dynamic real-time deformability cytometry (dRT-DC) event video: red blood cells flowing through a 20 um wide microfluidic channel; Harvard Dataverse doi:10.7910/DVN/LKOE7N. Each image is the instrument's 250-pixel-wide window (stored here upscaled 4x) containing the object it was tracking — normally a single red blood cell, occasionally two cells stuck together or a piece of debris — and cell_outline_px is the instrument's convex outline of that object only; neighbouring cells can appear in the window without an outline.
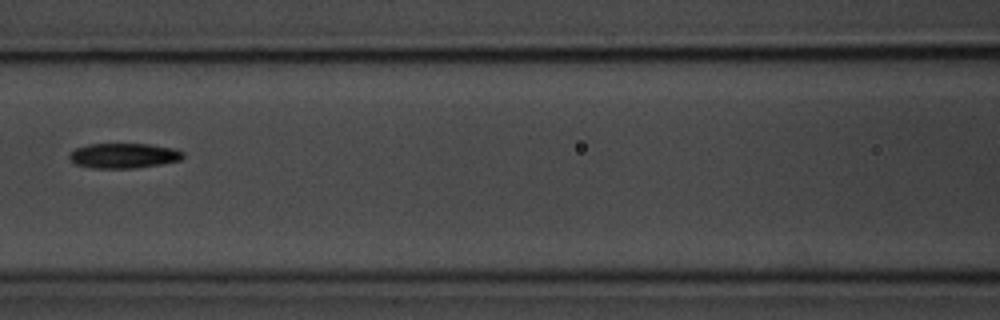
{"species": "common noctule bat (a hibernating species)", "species_latin": "Nyctalus noctula", "temperature_condition": "room temperature", "stored_images_in_passage": 7, "camera_frame_rate_fps": 3000, "um_per_image_px": 0.085, "animal": {"sex": "male", "body_mass_g": 20.1, "forearm_length_mm": 53.5}, "frame": {"image": 1, "passage_image": 7, "time_ms": 6.667, "image_size_px": [1000, 320], "cell_outline_px": [[184, 156], [180, 160], [160, 164], [136, 168], [92, 168], [76, 164], [68, 156], [76, 148], [88, 144], [148, 144], [172, 148], [184, 152]], "centroid_in_image_um": [10.52, 13.23], "position_along_channel_um": 156.1, "area_um2": 16.42}}